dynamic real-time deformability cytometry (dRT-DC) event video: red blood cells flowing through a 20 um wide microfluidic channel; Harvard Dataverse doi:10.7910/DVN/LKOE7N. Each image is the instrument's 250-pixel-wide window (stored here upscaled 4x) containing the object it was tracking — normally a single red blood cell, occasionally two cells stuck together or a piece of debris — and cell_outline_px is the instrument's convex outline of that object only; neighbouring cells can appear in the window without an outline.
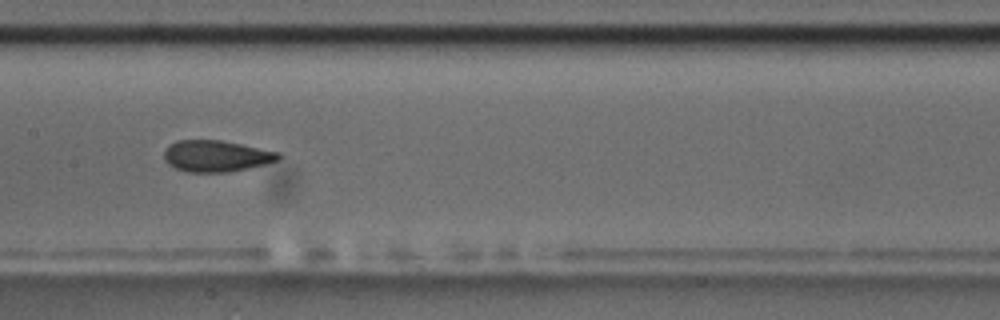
{"species": "common noctule bat (a hibernating species)", "species_latin": "Nyctalus noctula", "temperature_condition": "room temperature", "stored_images_in_passage": 17, "camera_frame_rate_fps": 3000, "um_per_image_px": 0.085, "animal": {"sex": "male", "body_mass_g": 17.5, "forearm_length_mm": 52.3}, "frame": {"image": 1, "passage_image": 8, "time_ms": 8.0, "image_size_px": [1000, 320], "cell_outline_px": [[280, 160], [248, 168], [228, 172], [188, 172], [176, 168], [168, 164], [164, 160], [164, 152], [168, 144], [176, 140], [220, 140], [280, 152]], "centroid_in_image_um": [18.35, 13.26], "position_along_channel_um": 189.0, "area_um2": 20.92}}
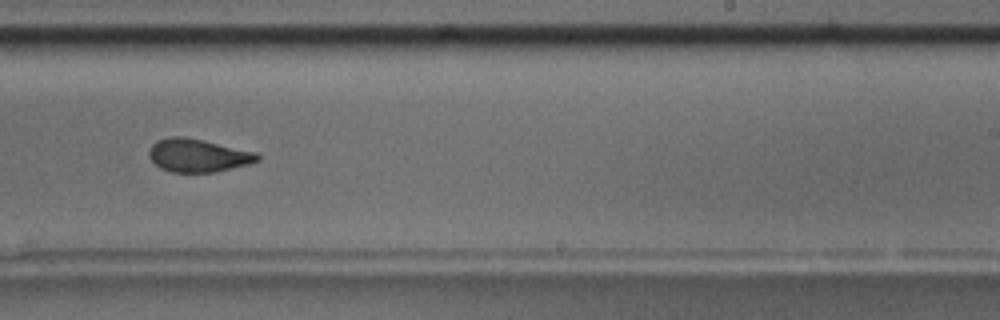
{"frame": {"image": 2, "passage_image": 10, "time_ms": 10.333, "image_size_px": [1000, 320], "cell_outline_px": [[260, 160], [248, 164], [232, 168], [212, 172], [172, 172], [160, 168], [148, 156], [148, 152], [152, 144], [156, 140], [168, 136], [184, 136], [256, 152], [260, 156]], "centroid_in_image_um": [16.8, 13.2], "position_along_channel_um": 272.2, "area_um2": 20.87}, "authors_computed_cell_mechanics": {"area_um2": 21.386, "velocity_mm_per_s": 3.574, "shape_relaxation_time_tau1_ms": null, "shape_relaxation_time_tau2_ms": 1.1541, "deformation_change_tau1": null, "deformation_change_tau2": 0.0573}}